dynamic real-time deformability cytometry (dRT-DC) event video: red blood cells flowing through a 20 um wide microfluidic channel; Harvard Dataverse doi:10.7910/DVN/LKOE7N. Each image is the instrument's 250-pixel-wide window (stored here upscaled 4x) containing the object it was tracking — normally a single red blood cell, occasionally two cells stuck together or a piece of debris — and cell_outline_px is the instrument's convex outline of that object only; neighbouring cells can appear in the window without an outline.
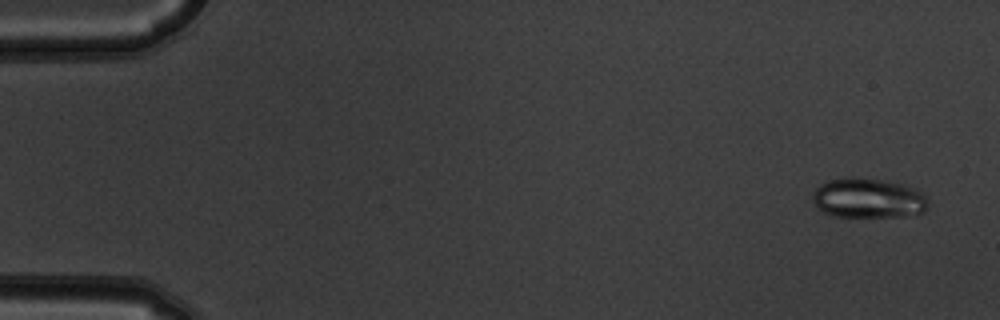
{"species": "common noctule bat (a hibernating species)", "species_latin": "Nyctalus noctula", "temperature_condition": "warm", "stored_images_in_passage": 5, "camera_frame_rate_fps": 3000, "um_per_image_px": 0.085, "animal": {"sex": "male", "body_mass_g": 19.5, "forearm_length_mm": 54.6}, "frame": {"image": 1, "passage_image": 1, "time_ms": 0.0, "image_size_px": [1000, 320], "cell_outline_px": [[928, 204], [924, 212], [904, 216], [836, 216], [824, 212], [812, 200], [812, 192], [820, 184], [828, 180], [848, 176], [860, 176], [888, 180], [904, 184], [916, 188], [924, 196]], "centroid_in_image_um": [73.79, 16.8], "position_along_channel_um": 11.2, "area_um2": 27.05}}